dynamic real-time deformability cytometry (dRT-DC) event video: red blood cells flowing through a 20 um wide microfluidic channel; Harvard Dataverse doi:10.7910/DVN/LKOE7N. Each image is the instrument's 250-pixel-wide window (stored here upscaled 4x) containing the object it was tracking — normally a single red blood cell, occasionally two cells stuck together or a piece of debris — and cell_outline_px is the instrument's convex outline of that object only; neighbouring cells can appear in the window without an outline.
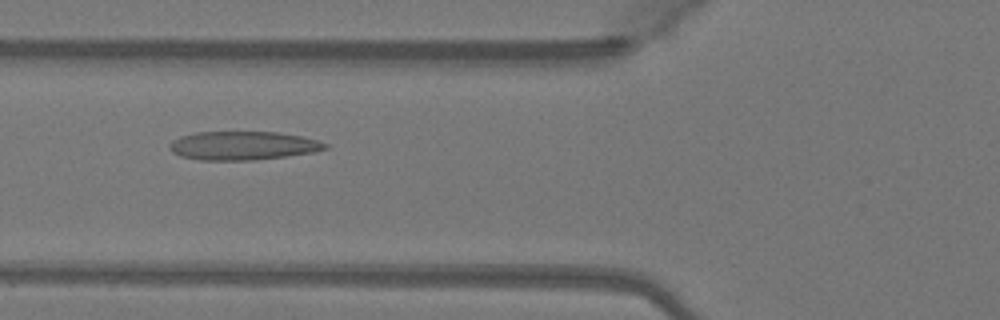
{"species": "Egyptian fruit bat (a non-hibernating species)", "species_latin": "Rousettus aegyptiacus", "temperature_condition": "warm", "stored_images_in_passage": 49, "camera_frame_rate_fps": 3000, "um_per_image_px": 0.085, "animal": {"sex": "female"}, "frame": {"image": 1, "passage_image": 18, "time_ms": 5.667, "image_size_px": [1000, 320], "cell_outline_px": [[328, 148], [312, 152], [284, 156], [252, 160], [200, 160], [180, 156], [172, 152], [168, 148], [168, 144], [172, 140], [180, 136], [196, 132], [276, 132], [300, 136], [316, 140], [328, 144]], "centroid_in_image_um": [20.58, 12.38], "position_along_channel_um": 105.2, "area_um2": 25.84}}
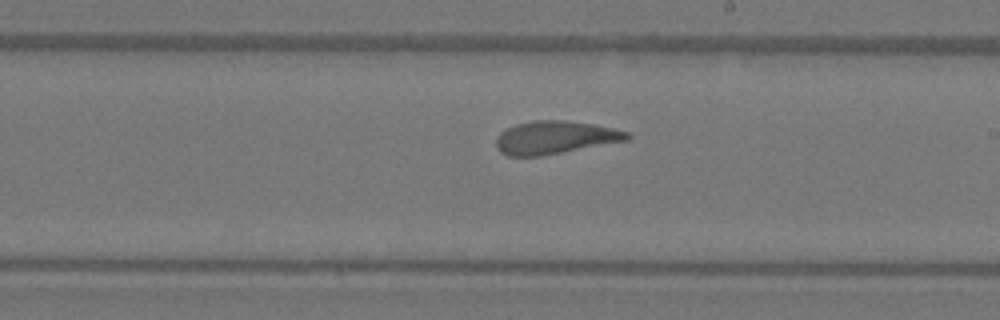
{"frame": {"image": 2, "passage_image": 28, "time_ms": 9.0, "image_size_px": [1000, 320], "cell_outline_px": [[632, 136], [628, 140], [540, 156], [508, 156], [500, 152], [496, 148], [496, 140], [500, 132], [516, 124], [532, 120], [564, 120], [592, 124], [612, 128], [628, 132]], "centroid_in_image_um": [47.15, 11.68], "position_along_channel_um": 241.8, "area_um2": 25.03}}
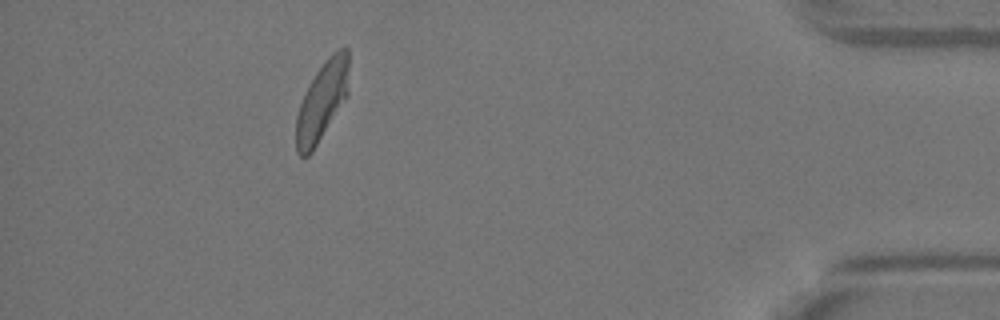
{"frame": {"image": 3, "passage_image": 44, "time_ms": 14.333, "image_size_px": [1000, 320], "cell_outline_px": [[348, 96], [312, 152], [308, 156], [300, 156], [296, 152], [296, 116], [300, 104], [308, 84], [316, 72], [328, 56], [332, 52], [344, 44], [348, 48]], "centroid_in_image_um": [27.38, 8.56], "position_along_channel_um": 407.8, "area_um2": 24.45}, "authors_computed_cell_mechanics": {"area_um2": 25.6054, "velocity_mm_per_s": 4.0933, "shape_relaxation_time_tau1_ms": 8.3517, "shape_relaxation_time_tau2_ms": 2.1131, "deformation_change_tau1": 0.239, "deformation_change_tau2": 0.1046}}